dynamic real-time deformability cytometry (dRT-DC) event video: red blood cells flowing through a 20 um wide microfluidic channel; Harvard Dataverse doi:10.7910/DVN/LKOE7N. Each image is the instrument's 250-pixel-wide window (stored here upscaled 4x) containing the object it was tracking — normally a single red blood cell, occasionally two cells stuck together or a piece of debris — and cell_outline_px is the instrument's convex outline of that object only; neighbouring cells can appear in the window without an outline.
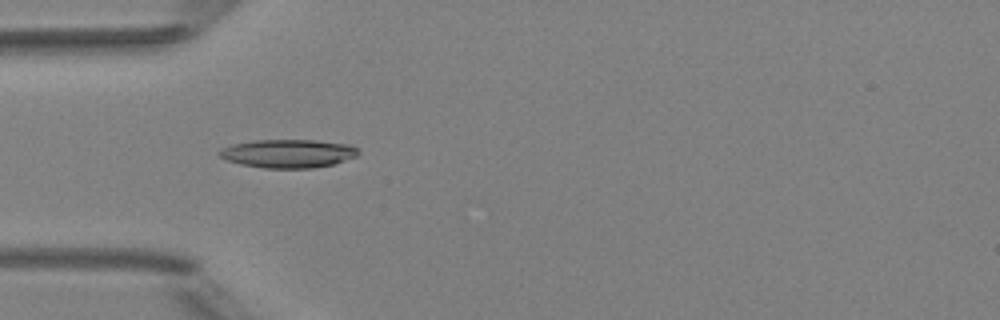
{"species": "Egyptian fruit bat (a non-hibernating species)", "species_latin": "Rousettus aegyptiacus", "temperature_condition": "room temperature", "stored_images_in_passage": 5, "camera_frame_rate_fps": 3000, "um_per_image_px": 0.085, "animal": {"sex": "female"}, "frame": {"image": 1, "passage_image": 5, "time_ms": 4.333, "image_size_px": [1000, 320], "cell_outline_px": [[360, 152], [356, 156], [332, 164], [312, 168], [264, 168], [240, 164], [228, 160], [220, 156], [220, 148], [232, 144], [252, 140], [316, 140], [348, 144], [356, 148]], "centroid_in_image_um": [24.47, 13.04], "position_along_channel_um": 60.5, "area_um2": 22.89}}